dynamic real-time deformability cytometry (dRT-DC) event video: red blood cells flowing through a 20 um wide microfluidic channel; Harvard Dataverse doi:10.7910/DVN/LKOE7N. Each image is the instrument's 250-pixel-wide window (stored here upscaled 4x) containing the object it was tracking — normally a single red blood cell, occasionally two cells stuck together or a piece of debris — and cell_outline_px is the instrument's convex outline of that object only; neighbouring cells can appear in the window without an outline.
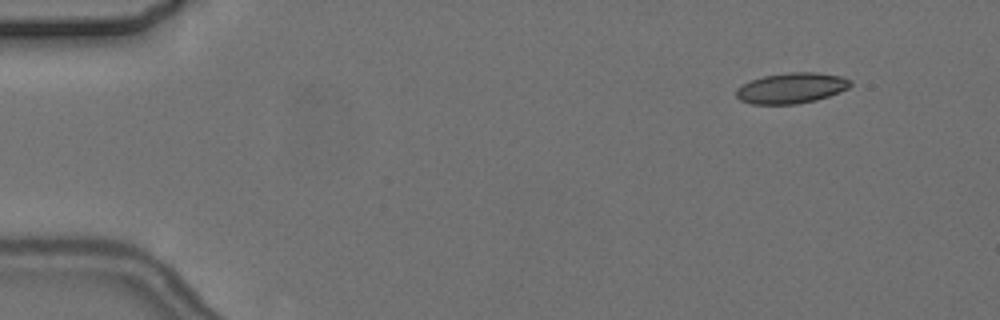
{"species": "common noctule bat (a hibernating species)", "species_latin": "Nyctalus noctula", "temperature_condition": "cold", "stored_images_in_passage": 5, "camera_frame_rate_fps": 3000, "um_per_image_px": 0.085, "animal": {"sex": "female", "body_mass_g": 24.6, "forearm_length_mm": 56.2}, "frame": {"image": 1, "passage_image": 2, "time_ms": 1.0, "image_size_px": [1000, 320], "cell_outline_px": [[852, 84], [848, 88], [828, 96], [816, 100], [796, 104], [752, 104], [740, 100], [736, 96], [736, 88], [752, 80], [764, 76], [788, 72], [816, 72], [840, 76], [852, 80]], "centroid_in_image_um": [67.27, 7.48], "position_along_channel_um": 17.7, "area_um2": 20.29}}